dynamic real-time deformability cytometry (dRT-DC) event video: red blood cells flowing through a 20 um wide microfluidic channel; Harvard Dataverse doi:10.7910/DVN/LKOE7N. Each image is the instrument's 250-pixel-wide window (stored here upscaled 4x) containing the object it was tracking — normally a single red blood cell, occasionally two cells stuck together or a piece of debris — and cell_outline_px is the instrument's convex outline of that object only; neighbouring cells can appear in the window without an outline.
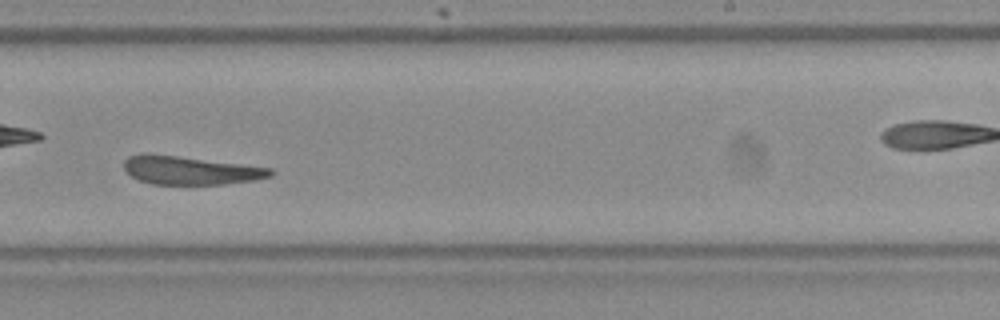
{"species": "Egyptian fruit bat (a non-hibernating species)", "species_latin": "Rousettus aegyptiacus", "temperature_condition": "room temperature", "stored_images_in_passage": 37, "camera_frame_rate_fps": 3000, "um_per_image_px": 0.085, "frame": {"image": 1, "passage_image": 27, "time_ms": 8.667, "image_size_px": [1000, 320], "cell_outline_px": [[276, 172], [272, 176], [252, 180], [224, 184], [152, 184], [140, 180], [132, 176], [124, 168], [124, 160], [128, 156], [176, 156], [272, 168]], "centroid_in_image_um": [16.26, 14.51], "position_along_channel_um": 272.7, "area_um2": 23.35}, "authors_computed_cell_mechanics": {"area_um2": 25.7788, "velocity_mm_per_s": 3.7991, "shape_relaxation_time_tau1_ms": 6.825, "shape_relaxation_time_tau2_ms": 1.7296, "deformation_change_tau1": 0.1994, "deformation_change_tau2": 0.1124}}